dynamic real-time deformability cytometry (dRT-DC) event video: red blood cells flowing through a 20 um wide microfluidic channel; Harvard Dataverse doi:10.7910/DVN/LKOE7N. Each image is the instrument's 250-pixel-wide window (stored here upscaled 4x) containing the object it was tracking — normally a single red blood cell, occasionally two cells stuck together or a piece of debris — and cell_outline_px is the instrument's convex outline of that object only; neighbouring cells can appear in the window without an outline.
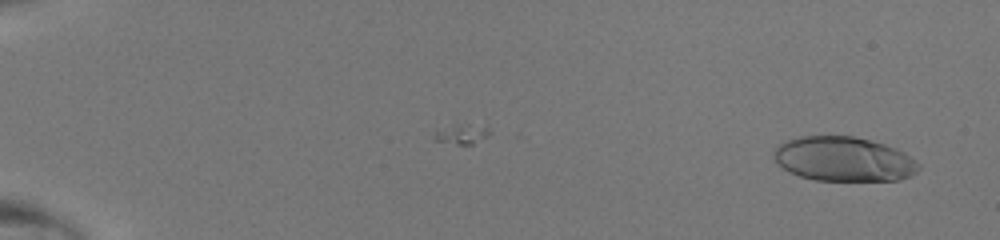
{"species": "human", "species_latin": "Homo sapiens", "temperature_condition": "room temperature", "stored_images_in_passage": 48, "camera_frame_rate_fps": 3000, "um_per_image_px": 0.085, "donor": {"sex": "male"}, "frame": {"image": 1, "passage_image": 3, "time_ms": 0.667, "image_size_px": [1000, 240], "cell_outline_px": [[920, 168], [916, 172], [908, 176], [896, 180], [816, 180], [800, 176], [788, 172], [772, 156], [772, 152], [780, 144], [788, 140], [800, 136], [852, 136], [884, 144], [896, 148], [904, 152], [916, 160], [920, 164]], "centroid_in_image_um": [71.71, 13.52], "position_along_channel_um": 13.3, "area_um2": 37.34}}
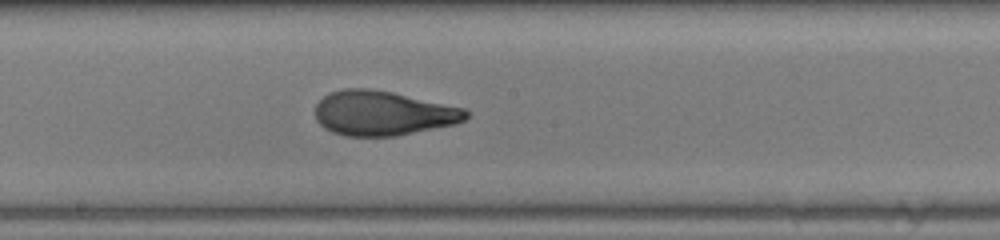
{"frame": {"image": 2, "passage_image": 29, "time_ms": 9.333, "image_size_px": [1000, 240], "cell_outline_px": [[468, 116], [464, 120], [456, 124], [396, 136], [344, 136], [332, 132], [324, 128], [316, 120], [316, 104], [328, 92], [344, 88], [368, 88], [392, 92], [464, 108], [468, 112]], "centroid_in_image_um": [32.52, 9.62], "position_along_channel_um": 215.7, "area_um2": 39.25}}
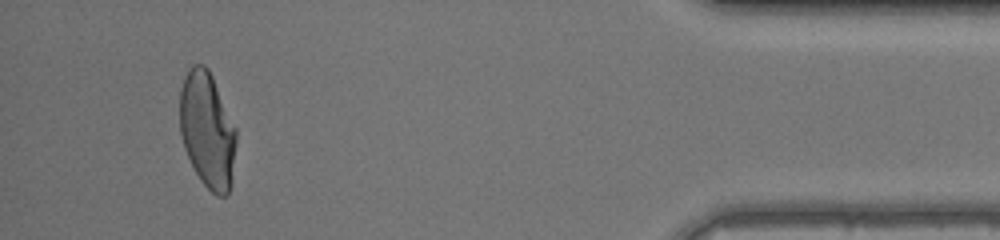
{"frame": {"image": 3, "passage_image": 46, "time_ms": 15.0, "image_size_px": [1000, 240], "cell_outline_px": [[236, 144], [232, 184], [228, 196], [216, 196], [200, 180], [184, 148], [180, 132], [180, 88], [184, 76], [188, 68], [192, 64], [204, 64], [208, 68], [212, 76], [236, 128]], "centroid_in_image_um": [17.63, 11.06], "position_along_channel_um": 417.6, "area_um2": 38.38}}